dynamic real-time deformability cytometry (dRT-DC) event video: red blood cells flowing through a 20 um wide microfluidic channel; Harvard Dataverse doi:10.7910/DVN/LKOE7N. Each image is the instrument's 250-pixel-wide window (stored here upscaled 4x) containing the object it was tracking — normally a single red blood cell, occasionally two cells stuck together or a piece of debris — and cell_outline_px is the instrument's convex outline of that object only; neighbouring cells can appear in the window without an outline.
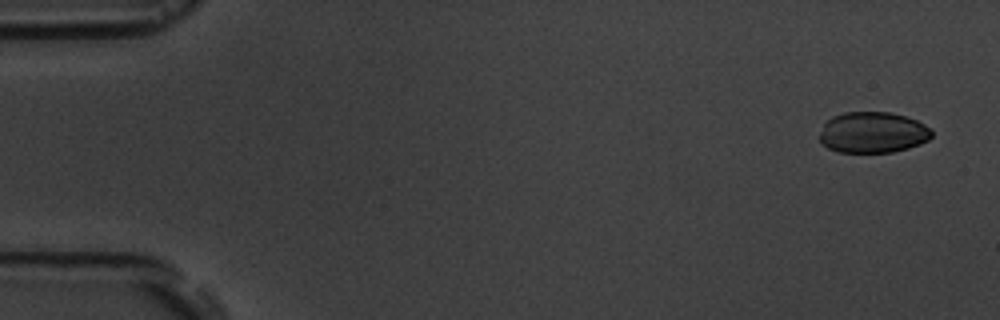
{"species": "common noctule bat (a hibernating species)", "species_latin": "Nyctalus noctula", "temperature_condition": "room temperature", "stored_images_in_passage": 6, "segment_of_instrument_passage": [1, 2], "camera_frame_rate_fps": 3000, "um_per_image_px": 0.085, "animal": {"sex": "male", "body_mass_g": 19.5, "forearm_length_mm": 54.6}, "frame": {"image": 1, "passage_image": 1, "time_ms": 0.0, "image_size_px": [1000, 320], "cell_outline_px": [[932, 136], [928, 140], [920, 144], [908, 148], [892, 152], [836, 152], [820, 144], [820, 132], [824, 124], [832, 116], [844, 112], [892, 112], [916, 120], [924, 124], [932, 132]], "centroid_in_image_um": [74.16, 11.26], "position_along_channel_um": 10.8, "area_um2": 26.88}}
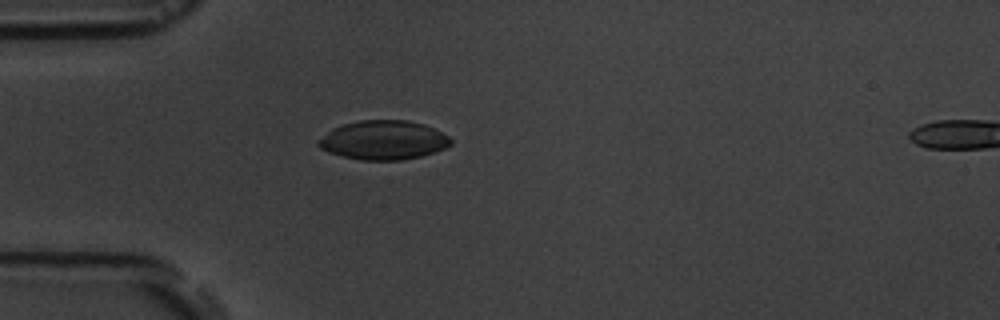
{"frame": {"image": 2, "passage_image": 5, "time_ms": 4.333, "image_size_px": [1000, 320], "cell_outline_px": [[452, 144], [444, 148], [420, 156], [400, 160], [360, 160], [328, 152], [320, 148], [316, 144], [316, 140], [332, 128], [344, 124], [360, 120], [408, 120], [424, 124], [448, 136], [452, 140]], "centroid_in_image_um": [32.55, 11.9], "position_along_channel_um": 52.4, "area_um2": 30.06}}